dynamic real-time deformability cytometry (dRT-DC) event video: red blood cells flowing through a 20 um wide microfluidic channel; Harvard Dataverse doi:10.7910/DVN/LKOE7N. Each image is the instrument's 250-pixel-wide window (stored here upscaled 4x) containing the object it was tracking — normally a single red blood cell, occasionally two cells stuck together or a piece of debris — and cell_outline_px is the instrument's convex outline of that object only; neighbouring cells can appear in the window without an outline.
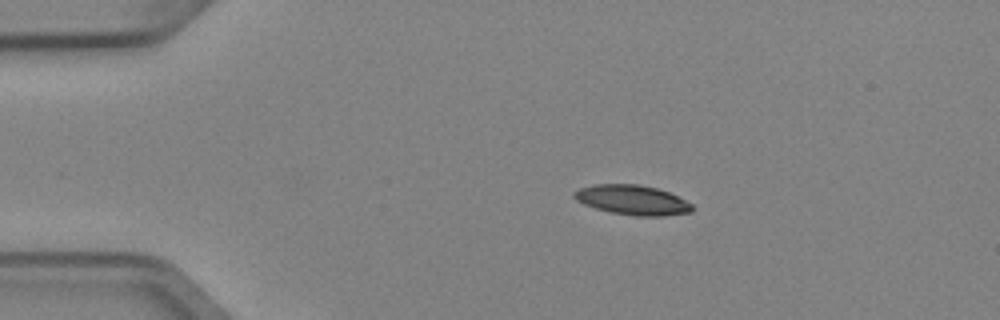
{"species": "Egyptian fruit bat (a non-hibernating species)", "species_latin": "Rousettus aegyptiacus", "temperature_condition": "cold", "stored_images_in_passage": 3, "camera_frame_rate_fps": 3000, "um_per_image_px": 0.085, "animal": {"sex": "female"}, "frame": {"image": 1, "passage_image": 1, "time_ms": 0.0, "image_size_px": [1000, 320], "cell_outline_px": [[696, 208], [692, 212], [664, 216], [636, 216], [612, 212], [596, 208], [584, 204], [576, 200], [572, 196], [572, 192], [580, 188], [592, 184], [640, 184], [656, 188], [668, 192], [692, 204]], "centroid_in_image_um": [53.75, 16.99], "position_along_channel_um": 31.3, "area_um2": 20.52}}
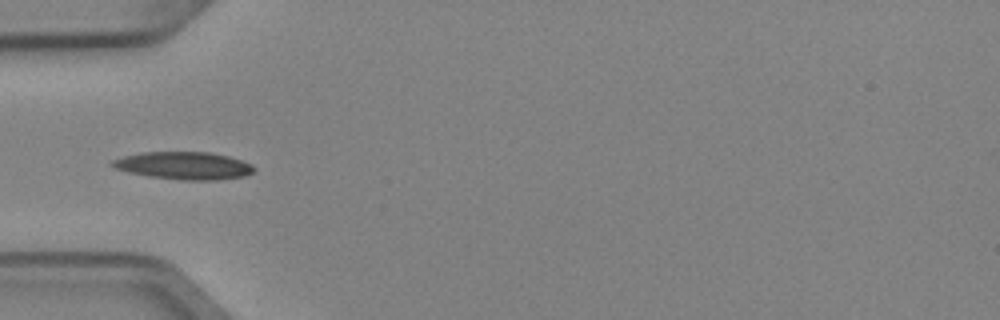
{"frame": {"image": 2, "passage_image": 3, "time_ms": 0.667, "image_size_px": [1000, 320], "cell_outline_px": [[256, 168], [252, 172], [244, 176], [216, 180], [180, 180], [148, 176], [128, 172], [116, 168], [112, 164], [112, 160], [124, 156], [140, 152], [208, 152], [228, 156], [252, 164]], "centroid_in_image_um": [15.64, 14.08], "position_along_channel_um": 69.4, "area_um2": 22.66}}